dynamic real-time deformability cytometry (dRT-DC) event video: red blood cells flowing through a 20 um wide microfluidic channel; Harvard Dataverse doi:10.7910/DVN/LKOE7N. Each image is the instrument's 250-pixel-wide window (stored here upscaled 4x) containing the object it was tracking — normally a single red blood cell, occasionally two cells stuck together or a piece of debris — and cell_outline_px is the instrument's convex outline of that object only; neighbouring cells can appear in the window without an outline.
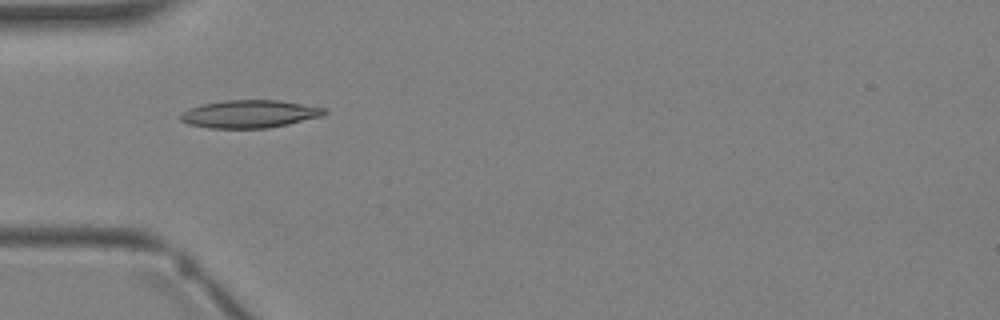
{"species": "Egyptian fruit bat (a non-hibernating species)", "species_latin": "Rousettus aegyptiacus", "temperature_condition": "warm", "stored_images_in_passage": 2, "camera_frame_rate_fps": 3000, "um_per_image_px": 0.085, "animal": {"sex": "female"}, "frame": {"image": 1, "passage_image": 2, "time_ms": 1.0, "image_size_px": [1000, 320], "cell_outline_px": [[328, 112], [320, 116], [288, 124], [268, 128], [208, 128], [188, 124], [180, 120], [180, 116], [184, 112], [192, 108], [204, 104], [224, 100], [280, 100], [324, 108]], "centroid_in_image_um": [21.21, 9.69], "position_along_channel_um": 63.8, "area_um2": 23.0}}